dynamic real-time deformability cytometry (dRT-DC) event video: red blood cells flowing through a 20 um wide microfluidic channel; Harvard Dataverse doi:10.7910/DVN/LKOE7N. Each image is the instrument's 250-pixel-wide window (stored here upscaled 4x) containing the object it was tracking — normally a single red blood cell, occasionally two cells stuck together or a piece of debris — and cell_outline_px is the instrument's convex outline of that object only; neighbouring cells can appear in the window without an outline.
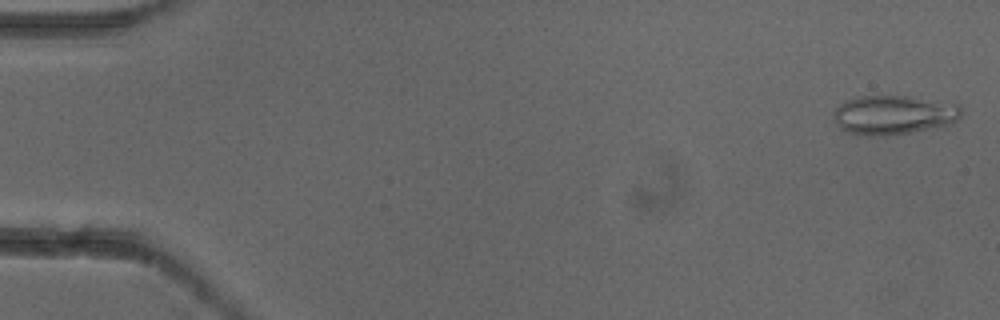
{"species": "common noctule bat (a hibernating species)", "species_latin": "Nyctalus noctula", "temperature_condition": "cold", "stored_images_in_passage": 5, "camera_frame_rate_fps": 3000, "um_per_image_px": 0.085, "animal": {"sex": "female"}, "frame": {"image": 1, "passage_image": 1, "time_ms": 0.0, "image_size_px": [1000, 320], "cell_outline_px": [[960, 116], [952, 124], [908, 132], [872, 136], [868, 136], [848, 132], [840, 128], [836, 124], [832, 116], [832, 112], [844, 100], [860, 96], [908, 96], [960, 104]], "centroid_in_image_um": [75.91, 9.75], "position_along_channel_um": 9.1, "area_um2": 29.02}}